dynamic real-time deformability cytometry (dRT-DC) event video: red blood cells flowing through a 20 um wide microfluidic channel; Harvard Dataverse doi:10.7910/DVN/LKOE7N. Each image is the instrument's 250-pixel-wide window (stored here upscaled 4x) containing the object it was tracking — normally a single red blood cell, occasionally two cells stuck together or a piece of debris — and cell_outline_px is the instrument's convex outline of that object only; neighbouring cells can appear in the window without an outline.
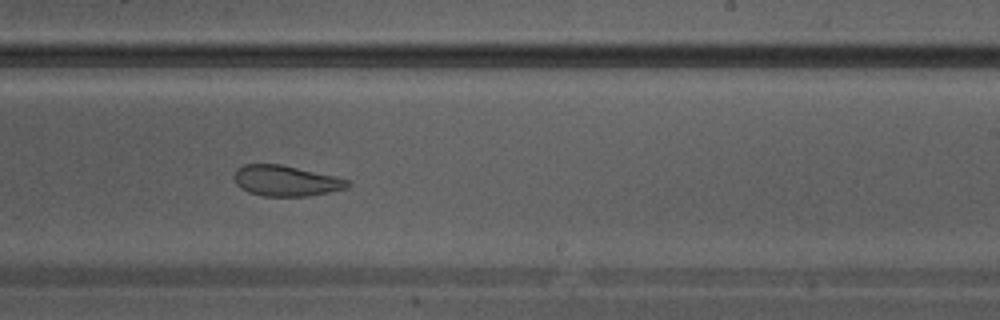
{"species": "Egyptian fruit bat (a non-hibernating species)", "species_latin": "Rousettus aegyptiacus", "temperature_condition": "warm", "stored_images_in_passage": 28, "camera_frame_rate_fps": 3000, "um_per_image_px": 0.085, "animal": {"sex": "male"}, "frame": {"image": 1, "passage_image": 17, "time_ms": 5.333, "image_size_px": [1000, 320], "cell_outline_px": [[352, 184], [348, 188], [308, 196], [264, 196], [248, 192], [240, 188], [236, 184], [232, 176], [236, 168], [244, 164], [280, 164], [336, 176], [348, 180]], "centroid_in_image_um": [24.28, 15.36], "position_along_channel_um": 264.7, "area_um2": 20.46}}